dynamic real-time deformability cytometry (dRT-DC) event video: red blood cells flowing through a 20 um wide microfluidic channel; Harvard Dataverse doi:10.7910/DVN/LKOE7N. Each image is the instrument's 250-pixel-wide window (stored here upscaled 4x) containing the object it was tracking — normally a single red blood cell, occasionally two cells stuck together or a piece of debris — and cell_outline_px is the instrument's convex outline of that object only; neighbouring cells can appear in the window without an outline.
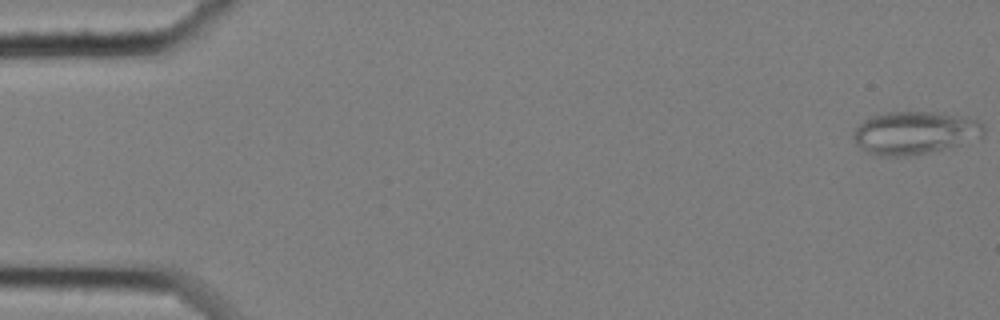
{"species": "common noctule bat (a hibernating species)", "species_latin": "Nyctalus noctula", "temperature_condition": "cold", "stored_images_in_passage": 55, "camera_frame_rate_fps": 3000, "um_per_image_px": 0.085, "animal": {"sex": "female", "body_mass_g": 25.1}, "frame": {"image": 1, "passage_image": 1, "time_ms": 0.0, "image_size_px": [1000, 320], "cell_outline_px": [[984, 132], [980, 136], [960, 144], [928, 152], [904, 156], [876, 156], [868, 152], [856, 144], [852, 136], [852, 132], [864, 120], [872, 116], [888, 112], [944, 112], [976, 116], [984, 128]], "centroid_in_image_um": [77.77, 11.26], "position_along_channel_um": 7.2, "area_um2": 32.71}}
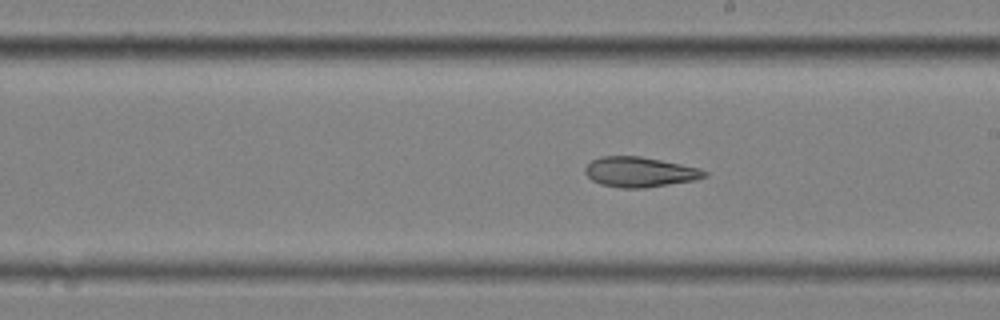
{"frame": {"image": 2, "passage_image": 30, "time_ms": 9.667, "image_size_px": [1000, 320], "cell_outline_px": [[708, 176], [696, 180], [644, 188], [620, 188], [600, 184], [592, 180], [584, 172], [584, 168], [592, 160], [600, 156], [640, 156], [700, 168], [708, 172]], "centroid_in_image_um": [54.38, 14.62], "position_along_channel_um": 234.6, "area_um2": 20.98}}
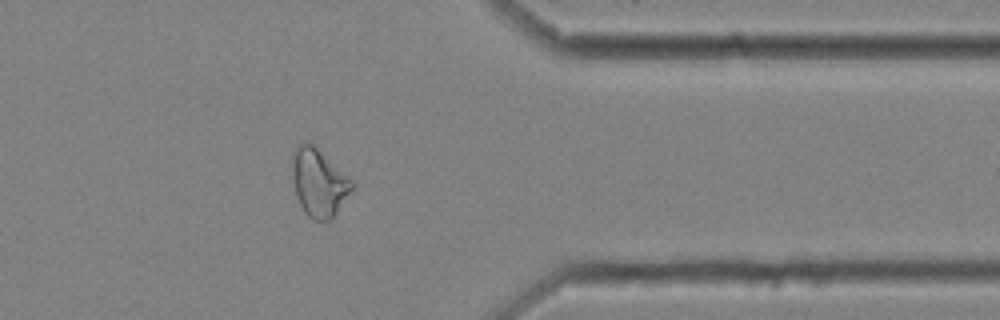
{"frame": {"image": 3, "passage_image": 44, "time_ms": 14.333, "image_size_px": [1000, 320], "cell_outline_px": [[356, 184], [332, 220], [312, 220], [304, 212], [296, 196], [292, 176], [292, 152], [300, 144], [312, 144], [352, 180]], "centroid_in_image_um": [27.1, 15.57], "position_along_channel_um": 384.3, "area_um2": 23.35}, "authors_computed_cell_mechanics": {"area_um2": 23.698, "velocity_mm_per_s": 3.4678, "shape_relaxation_time_tau1_ms": null, "shape_relaxation_time_tau2_ms": 9.7608, "deformation_change_tau1": null, "deformation_change_tau2": 0.1695}}